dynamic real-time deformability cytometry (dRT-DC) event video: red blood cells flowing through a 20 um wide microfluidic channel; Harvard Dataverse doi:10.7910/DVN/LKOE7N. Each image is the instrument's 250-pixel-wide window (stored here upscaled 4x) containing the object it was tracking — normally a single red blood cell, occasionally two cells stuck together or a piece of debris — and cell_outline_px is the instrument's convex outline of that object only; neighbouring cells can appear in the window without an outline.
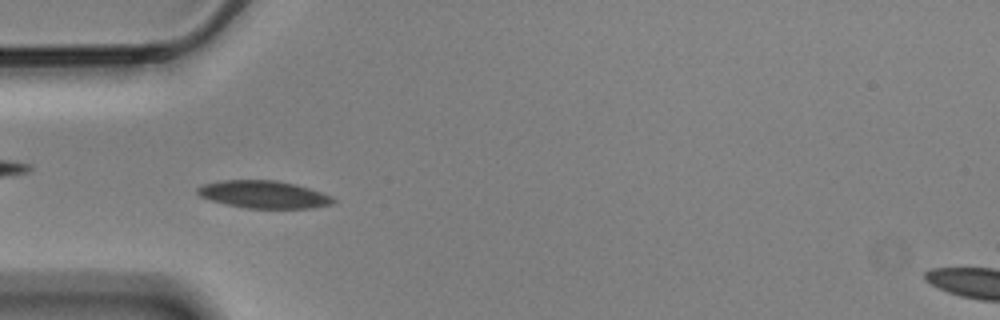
{"species": "Egyptian fruit bat (a non-hibernating species)", "species_latin": "Rousettus aegyptiacus", "temperature_condition": "cold", "stored_images_in_passage": 18, "camera_frame_rate_fps": 3000, "um_per_image_px": 0.085, "animal": {"sex": "male"}, "frame": {"image": 1, "passage_image": 8, "time_ms": 2.333, "image_size_px": [1000, 320], "cell_outline_px": [[336, 200], [332, 204], [312, 208], [244, 208], [224, 204], [200, 196], [196, 192], [196, 188], [204, 184], [224, 180], [276, 180], [296, 184], [332, 196]], "centroid_in_image_um": [22.41, 16.53], "position_along_channel_um": 62.6, "area_um2": 21.73}}
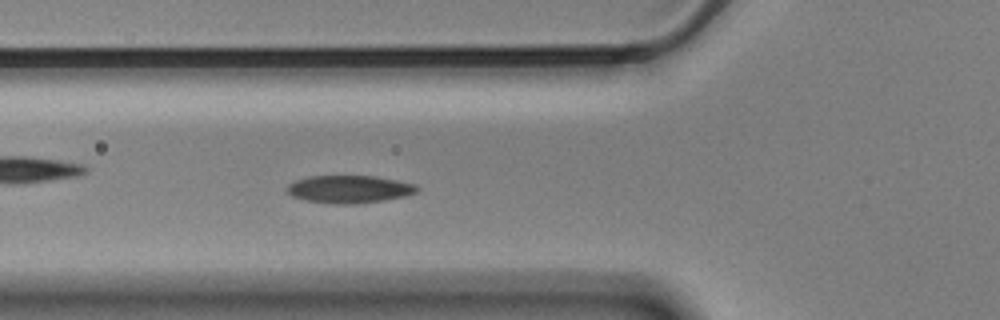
{"frame": {"image": 2, "passage_image": 11, "time_ms": 3.333, "image_size_px": [1000, 320], "cell_outline_px": [[420, 188], [416, 192], [404, 196], [384, 200], [356, 204], [332, 204], [304, 200], [292, 196], [288, 192], [288, 184], [296, 180], [308, 176], [376, 176], [416, 184]], "centroid_in_image_um": [29.69, 16.08], "position_along_channel_um": 96.1, "area_um2": 20.98}}